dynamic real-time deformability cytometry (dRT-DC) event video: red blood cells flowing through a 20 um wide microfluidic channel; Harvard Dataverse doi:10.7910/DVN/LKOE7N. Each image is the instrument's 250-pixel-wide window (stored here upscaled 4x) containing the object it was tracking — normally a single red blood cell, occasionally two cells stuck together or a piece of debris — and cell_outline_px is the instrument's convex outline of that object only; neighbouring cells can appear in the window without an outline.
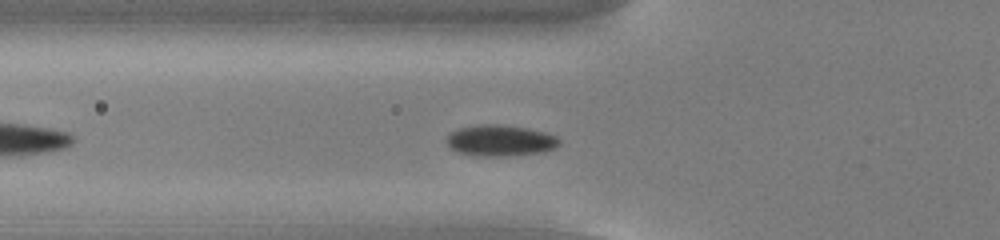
{"species": "common noctule bat (a hibernating species)", "species_latin": "Nyctalus noctula", "temperature_condition": "cold", "stored_images_in_passage": 36, "camera_frame_rate_fps": 3000, "um_per_image_px": 0.085, "animal": {"sex": "male", "body_mass_g": 13.0, "forearm_length_mm": 53.1}, "frame": {"image": 1, "passage_image": 8, "time_ms": 2.333, "image_size_px": [1000, 240], "cell_outline_px": [[560, 144], [556, 148], [544, 152], [504, 156], [476, 156], [456, 152], [448, 144], [448, 132], [460, 128], [480, 124], [500, 124], [528, 128], [544, 132], [556, 136], [560, 140]], "centroid_in_image_um": [42.54, 11.95], "position_along_channel_um": 83.3, "area_um2": 20.58}}
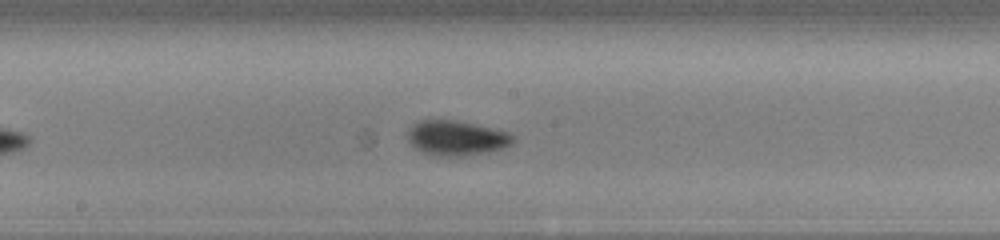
{"frame": {"image": 2, "passage_image": 18, "time_ms": 5.667, "image_size_px": [1000, 240], "cell_outline_px": [[516, 140], [512, 144], [504, 148], [488, 152], [464, 156], [432, 156], [420, 152], [408, 140], [408, 128], [412, 124], [420, 120], [456, 120], [476, 124], [508, 132], [516, 136]], "centroid_in_image_um": [38.81, 11.74], "position_along_channel_um": 209.4, "area_um2": 21.79}}
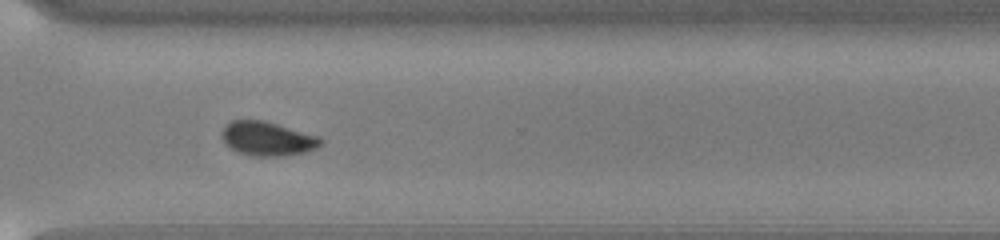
{"frame": {"image": 3, "passage_image": 29, "time_ms": 9.333, "image_size_px": [1000, 240], "cell_outline_px": [[324, 144], [316, 148], [304, 152], [284, 156], [252, 156], [236, 152], [224, 144], [220, 136], [220, 132], [224, 124], [232, 120], [264, 120], [320, 136], [324, 140]], "centroid_in_image_um": [22.7, 11.78], "position_along_channel_um": 347.9, "area_um2": 20.17}, "authors_computed_cell_mechanics": {"area_um2": 20.3745, "velocity_mm_per_s": 3.7787, "shape_relaxation_time_tau1_ms": 2.7452, "shape_relaxation_time_tau2_ms": null, "deformation_change_tau1": 0.0746, "deformation_change_tau2": null}}